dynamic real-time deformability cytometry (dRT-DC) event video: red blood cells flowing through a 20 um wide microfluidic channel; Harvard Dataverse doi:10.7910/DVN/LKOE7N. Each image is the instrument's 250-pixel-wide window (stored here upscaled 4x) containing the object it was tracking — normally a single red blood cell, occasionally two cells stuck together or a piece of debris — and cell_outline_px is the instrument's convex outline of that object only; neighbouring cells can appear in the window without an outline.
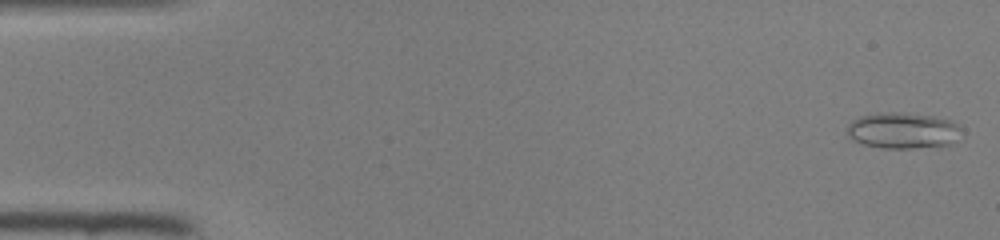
{"species": "common noctule bat (a hibernating species)", "species_latin": "Nyctalus noctula", "temperature_condition": "room temperature", "stored_images_in_passage": 46, "camera_frame_rate_fps": 3000, "um_per_image_px": 0.085, "animal": {"sex": "female", "body_mass_g": 22.0, "forearm_length_mm": 56.7}, "frame": {"image": 1, "passage_image": 1, "time_ms": 0.0, "image_size_px": [1000, 240], "cell_outline_px": [[964, 128], [956, 140], [952, 144], [940, 148], [880, 148], [864, 144], [852, 140], [848, 136], [848, 124], [852, 120], [860, 116], [888, 112], [896, 112], [932, 116], [952, 120]], "centroid_in_image_um": [76.82, 11.12], "position_along_channel_um": 8.2, "area_um2": 24.51}}
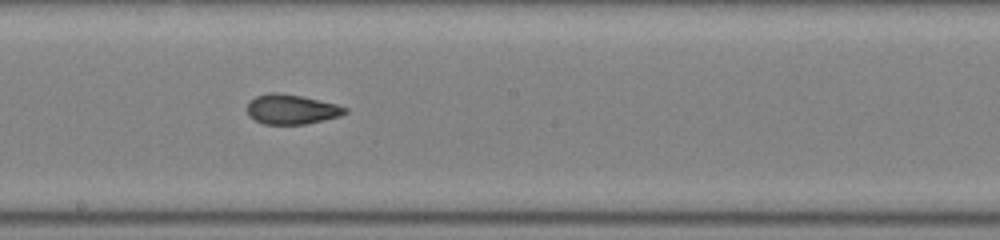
{"frame": {"image": 2, "passage_image": 25, "time_ms": 8.0, "image_size_px": [1000, 240], "cell_outline_px": [[348, 112], [340, 116], [304, 124], [264, 124], [248, 116], [248, 104], [256, 96], [268, 92], [276, 92], [300, 96], [336, 104], [348, 108]], "centroid_in_image_um": [24.78, 9.29], "position_along_channel_um": 223.4, "area_um2": 16.76}}
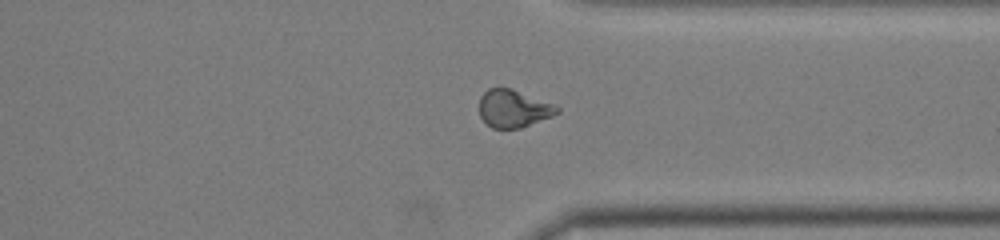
{"frame": {"image": 3, "passage_image": 35, "time_ms": 11.333, "image_size_px": [1000, 240], "cell_outline_px": [[560, 112], [552, 116], [520, 128], [492, 128], [480, 116], [480, 96], [488, 88], [512, 88], [552, 104], [560, 108]], "centroid_in_image_um": [43.63, 9.22], "position_along_channel_um": 367.8, "area_um2": 16.82}}